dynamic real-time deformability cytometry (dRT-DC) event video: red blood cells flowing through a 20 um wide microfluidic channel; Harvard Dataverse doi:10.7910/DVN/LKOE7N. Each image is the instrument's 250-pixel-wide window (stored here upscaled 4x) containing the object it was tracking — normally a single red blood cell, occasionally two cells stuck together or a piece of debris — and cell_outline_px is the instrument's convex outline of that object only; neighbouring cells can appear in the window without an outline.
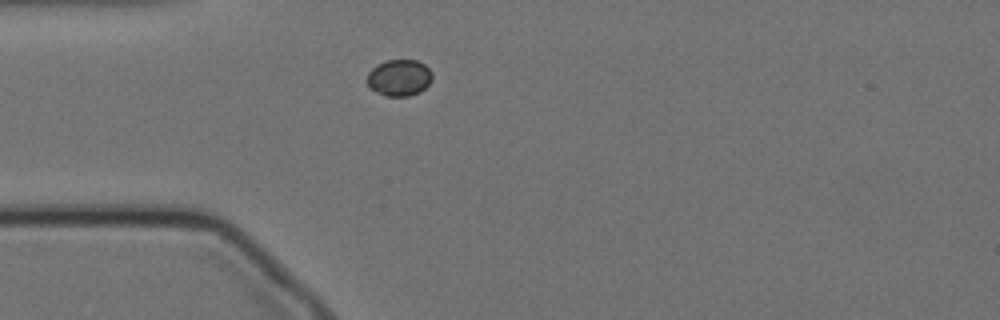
{"species": "Egyptian fruit bat (a non-hibernating species)", "species_latin": "Rousettus aegyptiacus", "temperature_condition": "cold", "stored_images_in_passage": 44, "camera_frame_rate_fps": 3000, "um_per_image_px": 0.085, "animal": {"sex": "female"}, "frame": {"image": 1, "passage_image": 1, "time_ms": 0.0, "image_size_px": [1000, 320], "cell_outline_px": [[432, 80], [420, 92], [408, 96], [384, 96], [376, 92], [368, 84], [368, 72], [376, 64], [388, 60], [416, 60], [424, 64], [432, 72]], "centroid_in_image_um": [33.94, 6.6], "position_along_channel_um": 51.1, "area_um2": 13.81}}
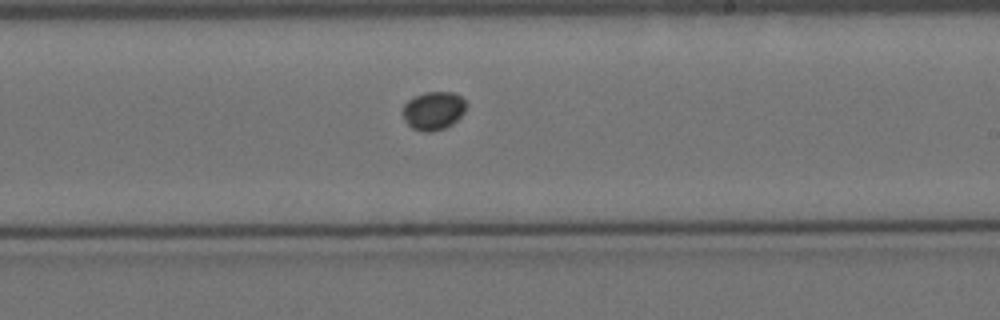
{"frame": {"image": 2, "passage_image": 19, "time_ms": 6.0, "image_size_px": [1000, 320], "cell_outline_px": [[464, 112], [452, 124], [444, 128], [432, 132], [424, 132], [412, 128], [404, 120], [404, 104], [412, 96], [424, 92], [452, 92], [460, 96], [464, 100]], "centroid_in_image_um": [36.81, 9.4], "position_along_channel_um": 252.2, "area_um2": 14.05}}
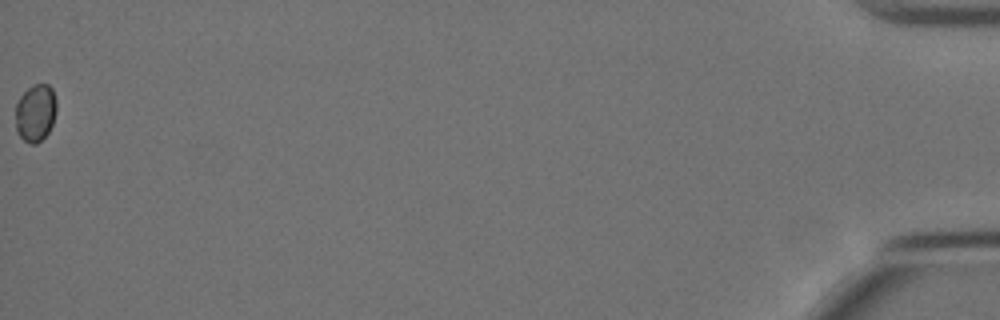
{"frame": {"image": 3, "passage_image": 44, "time_ms": 14.333, "image_size_px": [1000, 320], "cell_outline_px": [[56, 112], [52, 124], [48, 132], [36, 144], [28, 144], [20, 136], [16, 128], [16, 104], [20, 96], [32, 84], [48, 84], [52, 88], [56, 100]], "centroid_in_image_um": [3.02, 9.58], "position_along_channel_um": 432.2, "area_um2": 13.7}}